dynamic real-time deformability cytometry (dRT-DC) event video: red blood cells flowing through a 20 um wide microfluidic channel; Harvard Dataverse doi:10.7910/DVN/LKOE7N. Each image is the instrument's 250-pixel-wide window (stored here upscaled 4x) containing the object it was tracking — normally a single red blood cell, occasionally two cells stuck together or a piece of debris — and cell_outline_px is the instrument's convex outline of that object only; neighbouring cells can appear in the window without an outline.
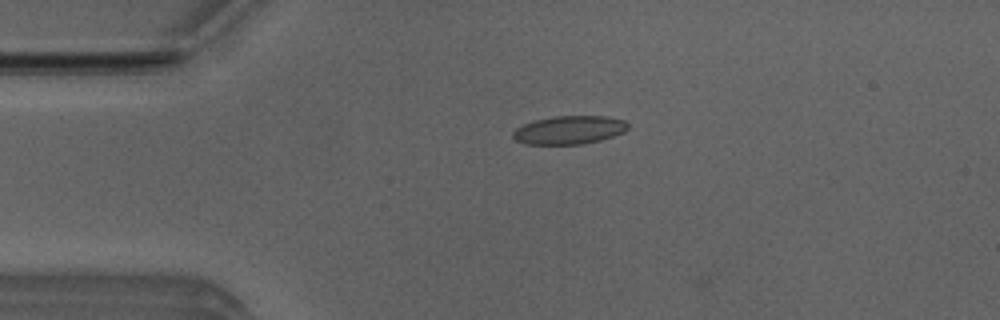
{"species": "Egyptian fruit bat (a non-hibernating species)", "species_latin": "Rousettus aegyptiacus", "temperature_condition": "room temperature", "stored_images_in_passage": 3, "camera_frame_rate_fps": 3000, "um_per_image_px": 0.085, "animal": {"sex": "male"}, "frame": {"image": 1, "passage_image": 2, "time_ms": 0.333, "image_size_px": [1000, 320], "cell_outline_px": [[628, 128], [624, 132], [600, 140], [584, 144], [524, 144], [516, 140], [512, 136], [512, 132], [516, 128], [524, 124], [536, 120], [556, 116], [604, 116], [624, 120], [628, 124]], "centroid_in_image_um": [48.38, 11.05], "position_along_channel_um": 36.6, "area_um2": 18.9}}